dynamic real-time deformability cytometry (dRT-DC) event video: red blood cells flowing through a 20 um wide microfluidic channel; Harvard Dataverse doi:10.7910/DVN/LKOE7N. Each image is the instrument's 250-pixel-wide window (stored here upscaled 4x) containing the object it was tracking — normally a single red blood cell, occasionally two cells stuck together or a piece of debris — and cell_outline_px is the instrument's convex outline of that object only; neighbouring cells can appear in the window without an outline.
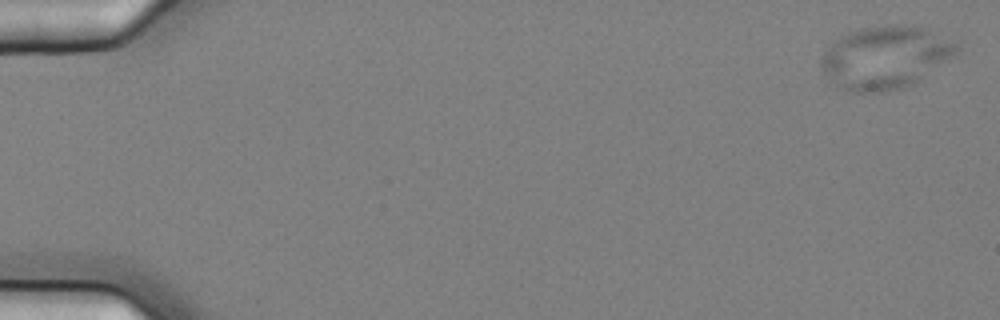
{"species": "common noctule bat (a hibernating species)", "species_latin": "Nyctalus noctula", "temperature_condition": "cold", "stored_images_in_passage": 7, "camera_frame_rate_fps": 3000, "um_per_image_px": 0.085, "animal": {"sex": "female", "body_mass_g": 25.1}, "frame": {"image": 1, "passage_image": 1, "time_ms": 0.0, "image_size_px": [1000, 320], "cell_outline_px": [[960, 48], [952, 56], [920, 80], [904, 88], [884, 92], [852, 92], [836, 84], [824, 72], [820, 64], [820, 60], [824, 52], [832, 40], [848, 32], [860, 28], [884, 24], [912, 24], [960, 40]], "centroid_in_image_um": [75.29, 4.83], "position_along_channel_um": 9.7, "area_um2": 50.11}}
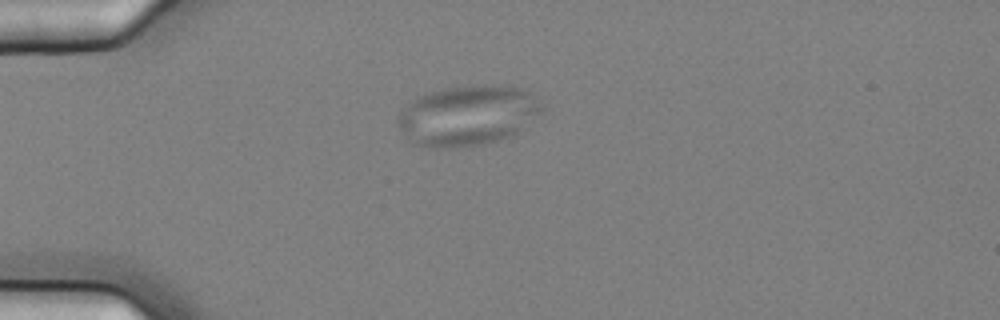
{"frame": {"image": 2, "passage_image": 4, "time_ms": 1.0, "image_size_px": [1000, 320], "cell_outline_px": [[544, 108], [516, 136], [484, 144], [448, 148], [428, 148], [412, 144], [400, 128], [396, 120], [396, 116], [416, 96], [428, 92], [444, 88], [468, 84], [492, 84], [524, 88]], "centroid_in_image_um": [39.73, 9.82], "position_along_channel_um": 45.3, "area_um2": 51.27}}